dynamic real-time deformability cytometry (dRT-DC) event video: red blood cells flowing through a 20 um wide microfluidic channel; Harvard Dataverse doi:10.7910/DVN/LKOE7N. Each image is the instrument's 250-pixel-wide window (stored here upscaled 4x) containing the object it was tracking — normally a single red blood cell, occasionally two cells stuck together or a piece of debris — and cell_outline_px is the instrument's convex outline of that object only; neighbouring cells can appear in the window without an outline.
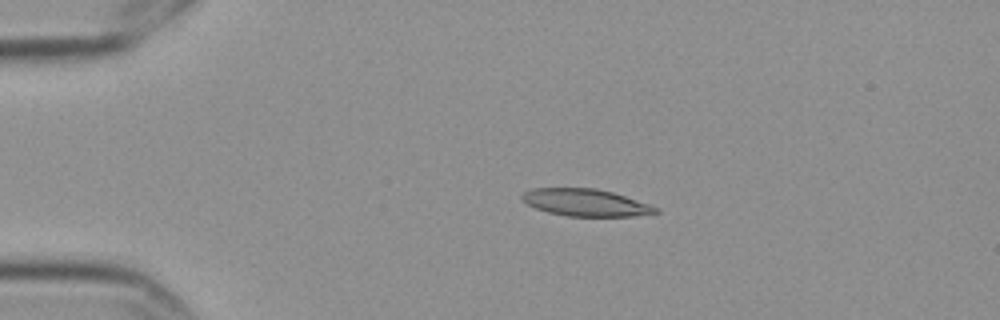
{"species": "Egyptian fruit bat (a non-hibernating species)", "species_latin": "Rousettus aegyptiacus", "temperature_condition": "cold", "stored_images_in_passage": 9, "camera_frame_rate_fps": 3000, "um_per_image_px": 0.085, "frame": {"image": 1, "passage_image": 3, "time_ms": 0.667, "image_size_px": [1000, 320], "cell_outline_px": [[660, 212], [632, 216], [568, 216], [548, 212], [536, 208], [528, 204], [520, 196], [524, 192], [536, 188], [596, 188], [612, 192], [660, 208]], "centroid_in_image_um": [49.79, 17.22], "position_along_channel_um": 35.2, "area_um2": 20.87}}
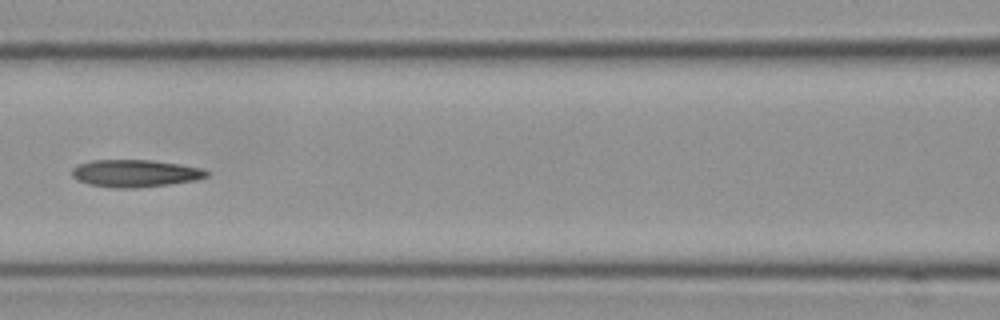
{"frame": {"image": 2, "passage_image": 7, "time_ms": 2.0, "image_size_px": [1000, 320], "cell_outline_px": [[208, 176], [196, 180], [140, 188], [112, 188], [88, 184], [76, 180], [72, 176], [72, 168], [80, 164], [92, 160], [152, 160], [180, 164], [200, 168], [208, 172]], "centroid_in_image_um": [11.46, 14.74], "position_along_channel_um": 155.1, "area_um2": 21.5}}
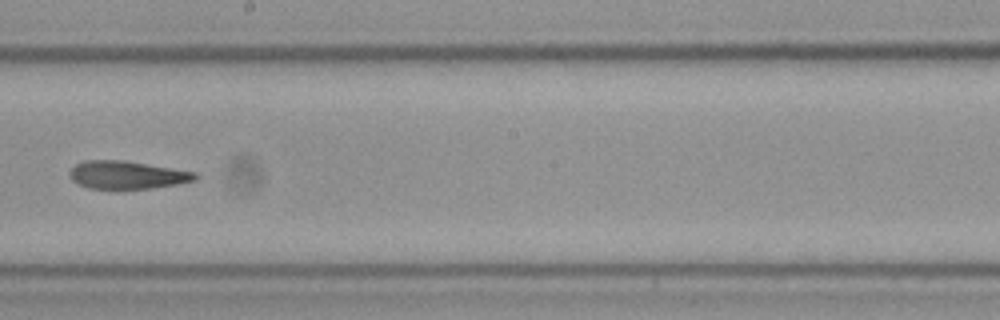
{"frame": {"image": 3, "passage_image": 9, "time_ms": 2.667, "image_size_px": [1000, 320], "cell_outline_px": [[200, 176], [196, 180], [180, 184], [152, 188], [88, 188], [72, 180], [68, 172], [76, 164], [84, 160], [124, 160], [196, 172]], "centroid_in_image_um": [10.84, 14.86], "position_along_channel_um": 237.4, "area_um2": 20.4}}